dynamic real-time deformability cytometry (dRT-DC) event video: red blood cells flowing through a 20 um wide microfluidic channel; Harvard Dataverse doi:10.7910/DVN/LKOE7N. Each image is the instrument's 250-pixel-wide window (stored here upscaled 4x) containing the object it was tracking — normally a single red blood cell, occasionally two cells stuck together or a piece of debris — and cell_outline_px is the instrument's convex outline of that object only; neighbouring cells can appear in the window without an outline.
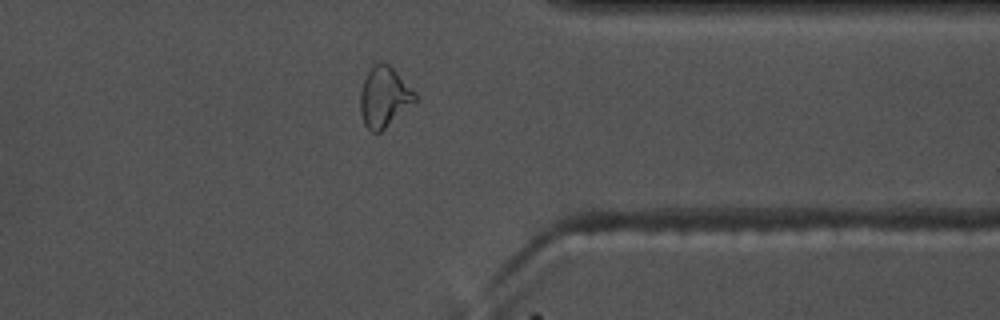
{"species": "common noctule bat (a hibernating species)", "species_latin": "Nyctalus noctula", "temperature_condition": "warm", "stored_images_in_passage": 33, "camera_frame_rate_fps": 3000, "um_per_image_px": 0.085, "animal": {"sex": "male", "body_mass_g": 17.5, "forearm_length_mm": 52.3}, "frame": {"image": 1, "passage_image": 28, "time_ms": 9.0, "image_size_px": [1000, 320], "cell_outline_px": [[420, 96], [416, 100], [380, 132], [372, 132], [364, 124], [360, 112], [360, 88], [372, 64], [388, 64]], "centroid_in_image_um": [32.64, 8.25], "position_along_channel_um": 378.8, "area_um2": 18.96}}